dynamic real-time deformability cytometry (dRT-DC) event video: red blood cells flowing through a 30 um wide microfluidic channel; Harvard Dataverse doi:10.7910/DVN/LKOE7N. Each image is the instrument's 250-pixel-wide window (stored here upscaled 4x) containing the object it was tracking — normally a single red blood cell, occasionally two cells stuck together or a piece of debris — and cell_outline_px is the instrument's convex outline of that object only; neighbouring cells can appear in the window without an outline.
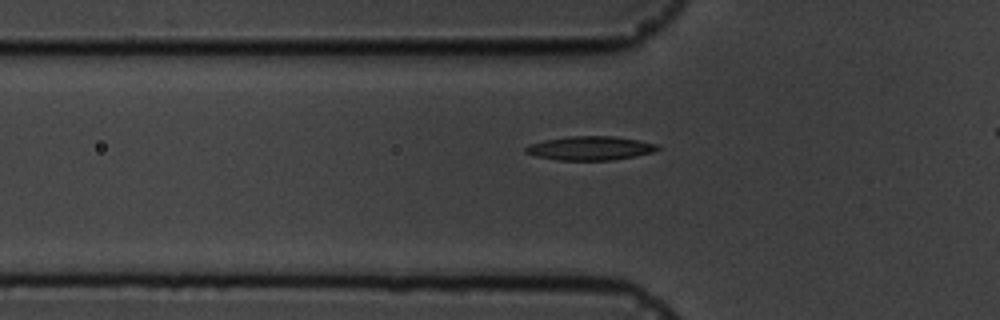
{"species": "common noctule bat (a hibernating species)", "species_latin": "Nyctalus noctula", "temperature_condition": "cold", "stored_images_in_passage": 5, "camera_frame_rate_fps": 3000, "um_per_image_px": 0.085, "animal": {"sex": "male", "body_mass_g": 19.5, "forearm_length_mm": 54.6}, "frame": {"image": 1, "passage_image": 5, "time_ms": 6.333, "image_size_px": [1000, 320], "cell_outline_px": [[660, 148], [652, 152], [636, 156], [612, 160], [556, 160], [536, 156], [524, 152], [524, 148], [528, 144], [544, 140], [568, 136], [616, 136], [640, 140], [656, 144]], "centroid_in_image_um": [50.14, 12.59], "position_along_channel_um": 75.7, "area_um2": 18.5}}